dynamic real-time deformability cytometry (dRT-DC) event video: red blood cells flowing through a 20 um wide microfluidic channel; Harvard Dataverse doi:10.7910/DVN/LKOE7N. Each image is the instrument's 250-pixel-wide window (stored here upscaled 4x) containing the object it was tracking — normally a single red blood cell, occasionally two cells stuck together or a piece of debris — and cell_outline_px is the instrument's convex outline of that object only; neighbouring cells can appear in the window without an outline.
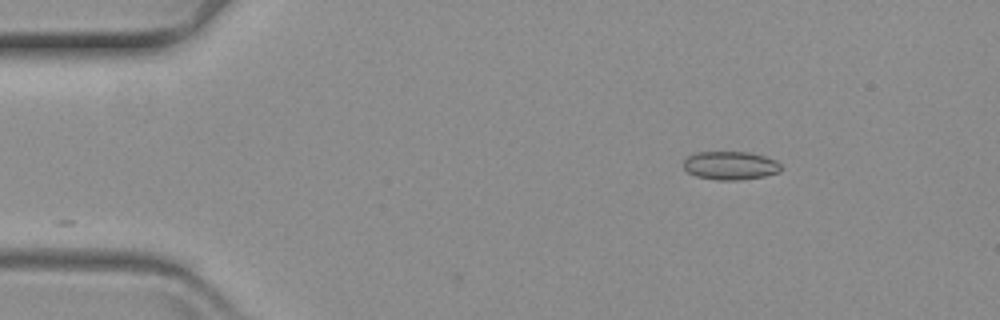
{"species": "common noctule bat (a hibernating species)", "species_latin": "Nyctalus noctula", "temperature_condition": "warm", "stored_images_in_passage": 3, "camera_frame_rate_fps": 3000, "um_per_image_px": 0.085, "animal": {"sex": "female", "body_mass_g": 19.3, "forearm_length_mm": 54.1}, "frame": {"image": 1, "passage_image": 1, "time_ms": 0.0, "image_size_px": [1000, 320], "cell_outline_px": [[780, 172], [764, 176], [740, 180], [716, 180], [696, 176], [688, 172], [684, 168], [684, 160], [688, 156], [696, 152], [748, 152], [764, 156], [776, 160], [780, 164]], "centroid_in_image_um": [62.07, 14.07], "position_along_channel_um": 22.9, "area_um2": 16.13}}